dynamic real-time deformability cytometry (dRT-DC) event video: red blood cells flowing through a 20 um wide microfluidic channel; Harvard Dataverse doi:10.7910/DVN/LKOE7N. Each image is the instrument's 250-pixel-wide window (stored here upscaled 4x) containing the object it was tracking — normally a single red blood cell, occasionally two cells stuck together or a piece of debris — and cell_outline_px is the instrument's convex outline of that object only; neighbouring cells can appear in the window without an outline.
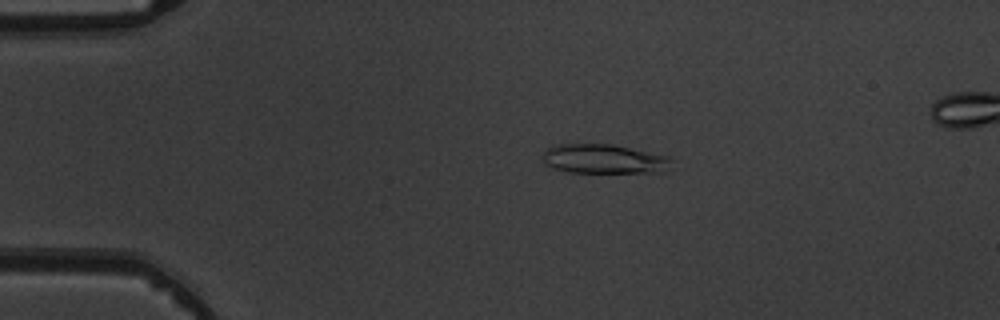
{"species": "common noctule bat (a hibernating species)", "species_latin": "Nyctalus noctula", "temperature_condition": "warm", "stored_images_in_passage": 5, "camera_frame_rate_fps": 3000, "um_per_image_px": 0.085, "animal": {"sex": "male", "body_mass_g": 19.5, "forearm_length_mm": 54.6}, "frame": {"image": 1, "passage_image": 3, "time_ms": 2.0, "image_size_px": [1000, 320], "cell_outline_px": [[672, 160], [664, 172], [568, 172], [544, 164], [544, 152], [548, 148], [556, 144], [612, 144], [668, 156]], "centroid_in_image_um": [51.33, 13.5], "position_along_channel_um": 33.7, "area_um2": 21.73}}